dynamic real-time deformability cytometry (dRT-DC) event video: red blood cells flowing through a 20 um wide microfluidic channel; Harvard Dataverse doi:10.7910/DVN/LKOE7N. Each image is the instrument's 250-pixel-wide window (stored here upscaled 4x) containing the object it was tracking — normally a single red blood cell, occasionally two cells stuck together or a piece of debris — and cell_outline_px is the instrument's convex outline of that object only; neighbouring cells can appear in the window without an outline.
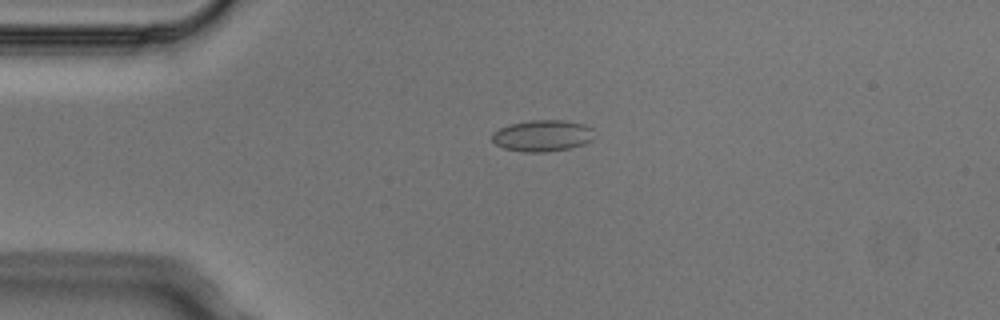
{"species": "Egyptian fruit bat (a non-hibernating species)", "species_latin": "Rousettus aegyptiacus", "temperature_condition": "cold", "stored_images_in_passage": 4, "camera_frame_rate_fps": 3000, "um_per_image_px": 0.085, "animal": {"sex": "male"}, "frame": {"image": 1, "passage_image": 2, "time_ms": 0.333, "image_size_px": [1000, 320], "cell_outline_px": [[592, 140], [584, 144], [568, 148], [544, 152], [524, 152], [504, 148], [496, 144], [492, 140], [492, 132], [500, 128], [512, 124], [528, 120], [564, 120], [584, 124], [592, 128]], "centroid_in_image_um": [46.1, 11.53], "position_along_channel_um": 38.9, "area_um2": 18.61}}
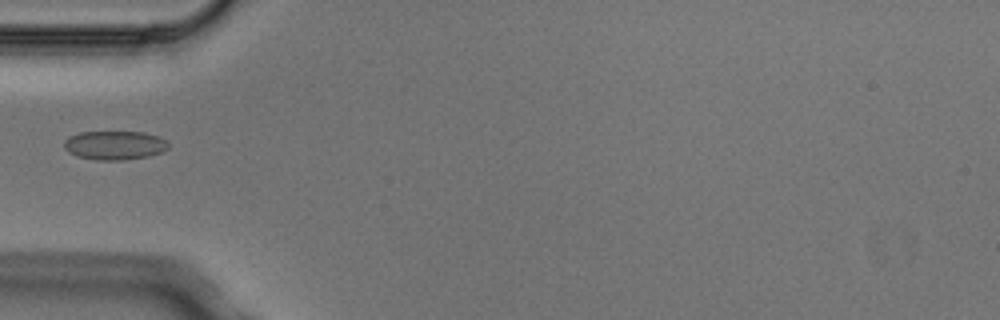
{"frame": {"image": 2, "passage_image": 3, "time_ms": 0.667, "image_size_px": [1000, 320], "cell_outline_px": [[168, 148], [160, 152], [148, 156], [124, 160], [96, 160], [76, 156], [68, 152], [64, 148], [64, 140], [68, 136], [80, 132], [144, 132], [160, 136], [168, 144]], "centroid_in_image_um": [9.71, 12.34], "position_along_channel_um": 75.3, "area_um2": 17.63}}
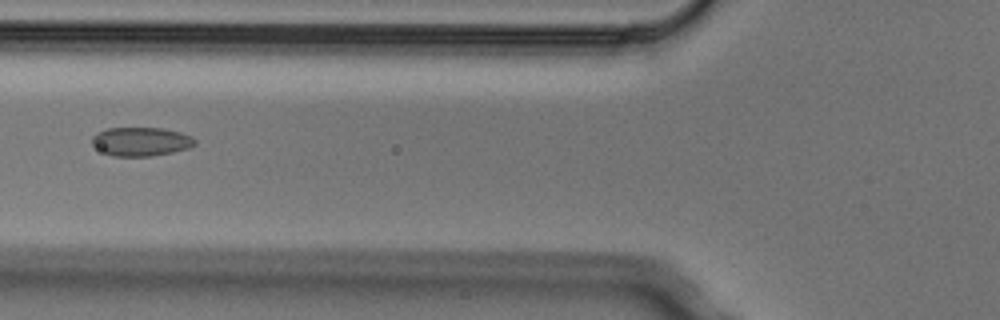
{"frame": {"image": 3, "passage_image": 4, "time_ms": 1.0, "image_size_px": [1000, 320], "cell_outline_px": [[196, 144], [188, 148], [172, 152], [152, 156], [112, 156], [104, 152], [92, 144], [92, 136], [96, 132], [108, 128], [164, 128], [180, 132], [192, 136], [196, 140]], "centroid_in_image_um": [11.99, 12.02], "position_along_channel_um": 113.8, "area_um2": 17.28}}